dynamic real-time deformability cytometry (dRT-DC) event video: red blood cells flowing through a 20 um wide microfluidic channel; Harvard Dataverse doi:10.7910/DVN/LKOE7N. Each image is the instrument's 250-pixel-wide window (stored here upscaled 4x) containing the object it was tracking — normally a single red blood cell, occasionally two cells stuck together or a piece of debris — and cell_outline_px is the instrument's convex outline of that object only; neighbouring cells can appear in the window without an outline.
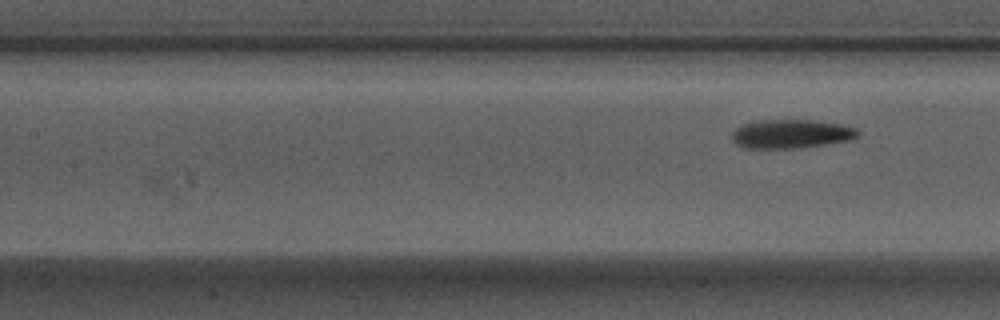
{"species": "Egyptian fruit bat (a non-hibernating species)", "species_latin": "Rousettus aegyptiacus", "temperature_condition": "warm", "stored_images_in_passage": 5, "camera_frame_rate_fps": 3000, "um_per_image_px": 0.085, "animal": {"sex": "male"}, "frame": {"image": 1, "passage_image": 5, "time_ms": 1.333, "image_size_px": [1000, 320], "cell_outline_px": [[860, 136], [852, 140], [800, 148], [744, 148], [736, 144], [732, 140], [732, 132], [740, 124], [756, 120], [812, 120], [844, 124], [856, 128], [860, 132]], "centroid_in_image_um": [67.27, 11.37], "position_along_channel_um": 140.1, "area_um2": 21.56}}